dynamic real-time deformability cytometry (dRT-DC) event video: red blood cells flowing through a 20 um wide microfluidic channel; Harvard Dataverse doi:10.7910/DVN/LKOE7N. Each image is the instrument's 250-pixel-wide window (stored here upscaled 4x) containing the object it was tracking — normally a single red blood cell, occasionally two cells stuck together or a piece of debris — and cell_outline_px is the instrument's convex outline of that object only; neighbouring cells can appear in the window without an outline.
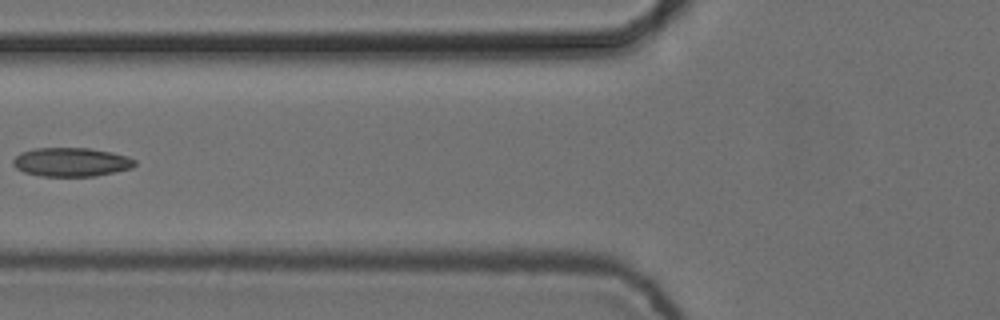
{"species": "common noctule bat (a hibernating species)", "species_latin": "Nyctalus noctula", "temperature_condition": "cold", "stored_images_in_passage": 6, "camera_frame_rate_fps": 3000, "um_per_image_px": 0.085, "animal": {"sex": "female", "body_mass_g": 24.6, "forearm_length_mm": 56.2}, "frame": {"image": 1, "passage_image": 5, "time_ms": 1.333, "image_size_px": [1000, 320], "cell_outline_px": [[136, 164], [132, 168], [96, 176], [40, 176], [24, 172], [16, 168], [12, 164], [12, 160], [20, 152], [36, 148], [88, 148], [112, 152], [128, 156], [136, 160]], "centroid_in_image_um": [6.06, 13.77], "position_along_channel_um": 119.7, "area_um2": 20.58}}
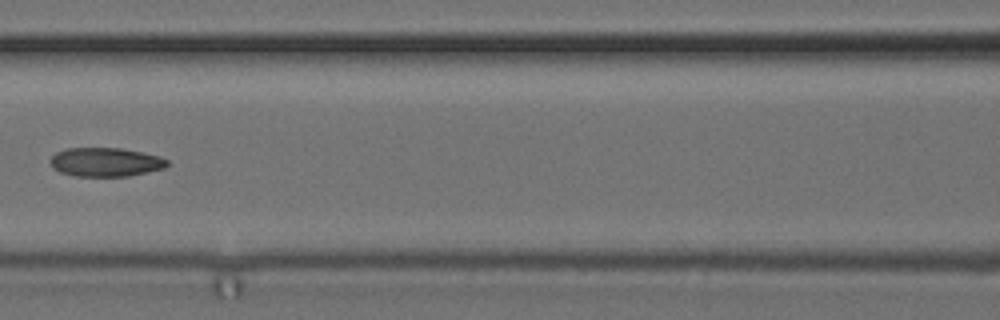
{"frame": {"image": 2, "passage_image": 6, "time_ms": 1.667, "image_size_px": [1000, 320], "cell_outline_px": [[168, 164], [164, 168], [128, 176], [72, 176], [60, 172], [52, 168], [48, 160], [56, 152], [68, 148], [120, 148], [160, 156], [168, 160]], "centroid_in_image_um": [8.92, 13.78], "position_along_channel_um": 157.7, "area_um2": 19.71}}